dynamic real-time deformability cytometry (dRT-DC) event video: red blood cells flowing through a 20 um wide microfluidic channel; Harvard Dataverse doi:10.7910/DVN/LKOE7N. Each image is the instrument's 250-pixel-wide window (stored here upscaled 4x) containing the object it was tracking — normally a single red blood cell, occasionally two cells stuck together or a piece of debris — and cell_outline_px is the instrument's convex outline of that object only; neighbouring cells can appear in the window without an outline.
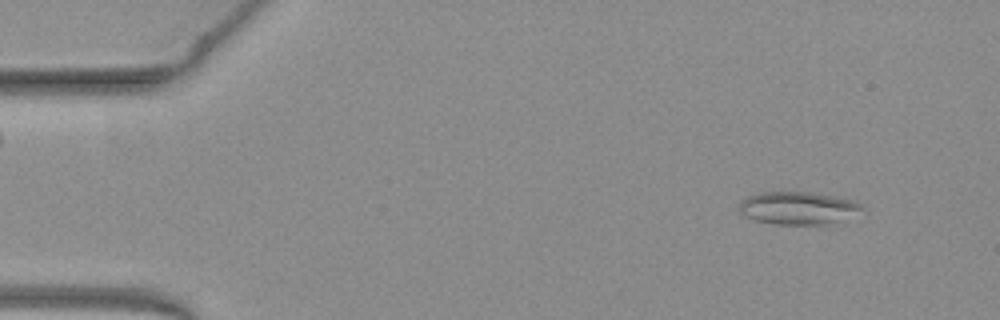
{"species": "common noctule bat (a hibernating species)", "species_latin": "Nyctalus noctula", "temperature_condition": "warm", "stored_images_in_passage": 50, "camera_frame_rate_fps": 3000, "um_per_image_px": 0.085, "animal": {"sex": "female", "body_mass_g": 19.3, "forearm_length_mm": 54.1}, "frame": {"image": 1, "passage_image": 4, "time_ms": 1.0, "image_size_px": [1000, 320], "cell_outline_px": [[868, 212], [824, 224], [776, 224], [756, 220], [744, 216], [740, 212], [740, 200], [756, 192], [808, 192], [856, 200]], "centroid_in_image_um": [67.87, 17.67], "position_along_channel_um": 17.1, "area_um2": 23.52}}
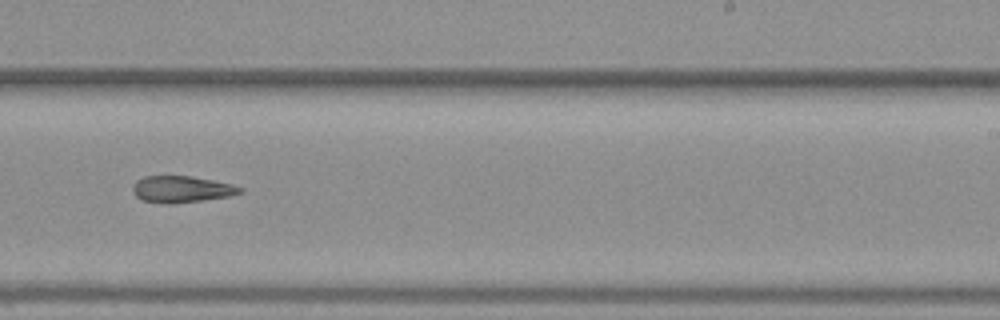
{"frame": {"image": 2, "passage_image": 31, "time_ms": 10.0, "image_size_px": [1000, 320], "cell_outline_px": [[244, 192], [228, 196], [200, 200], [168, 204], [144, 200], [136, 196], [132, 192], [132, 184], [136, 180], [144, 176], [192, 176], [232, 184], [244, 188]], "centroid_in_image_um": [15.42, 16.07], "position_along_channel_um": 273.6, "area_um2": 16.53}}
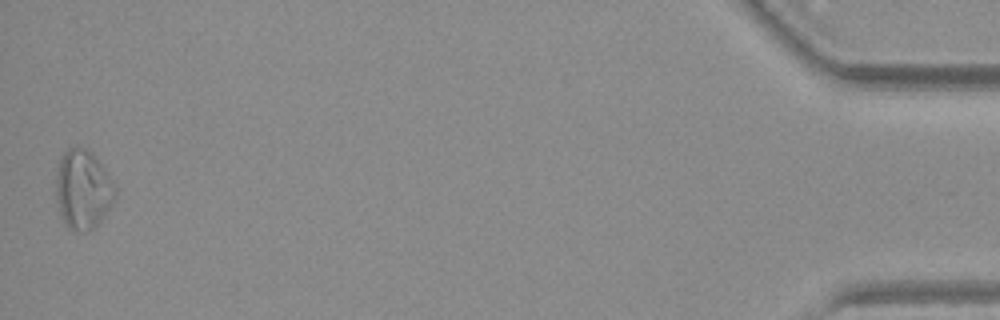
{"frame": {"image": 3, "passage_image": 50, "time_ms": 16.333, "image_size_px": [1000, 320], "cell_outline_px": [[116, 196], [112, 204], [100, 220], [92, 228], [84, 232], [68, 228], [64, 224], [56, 200], [56, 176], [60, 160], [64, 152], [68, 148], [84, 148], [92, 152], [116, 184]], "centroid_in_image_um": [7.06, 16.1], "position_along_channel_um": 428.1, "area_um2": 27.17}}